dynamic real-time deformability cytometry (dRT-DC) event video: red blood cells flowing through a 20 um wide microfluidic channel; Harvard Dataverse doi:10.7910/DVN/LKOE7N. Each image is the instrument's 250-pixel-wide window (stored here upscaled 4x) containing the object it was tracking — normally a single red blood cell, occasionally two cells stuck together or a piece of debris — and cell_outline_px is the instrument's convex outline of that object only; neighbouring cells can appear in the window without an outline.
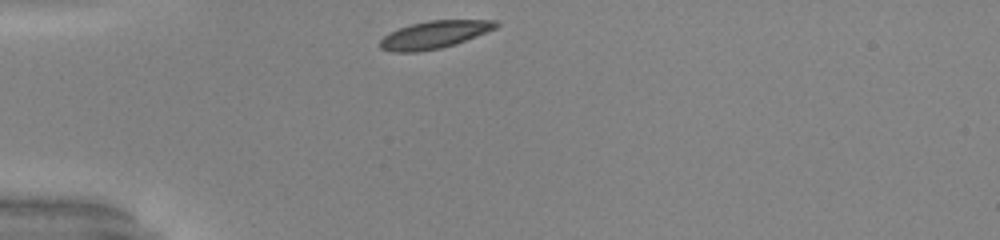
{"species": "common noctule bat (a hibernating species)", "species_latin": "Nyctalus noctula", "temperature_condition": "warm", "stored_images_in_passage": 29, "camera_frame_rate_fps": 3000, "um_per_image_px": 0.085, "animal": {"sex": "male", "body_mass_g": 20.0, "forearm_length_mm": 53.3}, "frame": {"image": 1, "passage_image": 1, "time_ms": 0.0, "image_size_px": [1000, 240], "cell_outline_px": [[500, 24], [496, 28], [488, 32], [456, 44], [440, 48], [416, 52], [392, 52], [380, 48], [380, 40], [384, 36], [400, 28], [412, 24], [428, 20], [496, 20]], "centroid_in_image_um": [36.96, 2.95], "position_along_channel_um": 48.0, "area_um2": 18.55}}
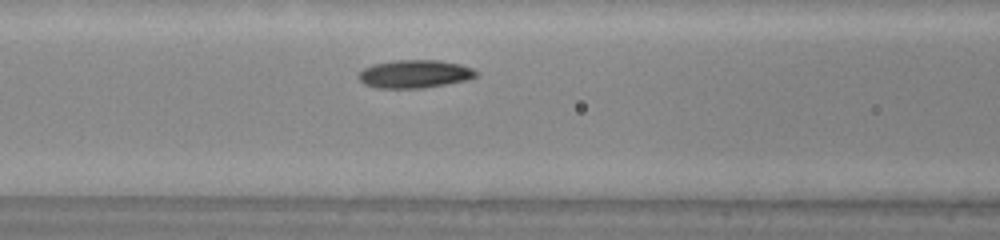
{"frame": {"image": 2, "passage_image": 9, "time_ms": 2.667, "image_size_px": [1000, 240], "cell_outline_px": [[480, 72], [476, 76], [468, 80], [424, 88], [376, 88], [364, 84], [356, 76], [364, 68], [372, 64], [392, 60], [440, 60], [460, 64], [472, 68]], "centroid_in_image_um": [35.25, 6.28], "position_along_channel_um": 131.4, "area_um2": 19.48}, "authors_computed_cell_mechanics": {"area_um2": 18.9006, "velocity_mm_per_s": 4.0012, "shape_relaxation_time_tau1_ms": 6.3827, "shape_relaxation_time_tau2_ms": null, "deformation_change_tau1": 0.1467, "deformation_change_tau2": null}}